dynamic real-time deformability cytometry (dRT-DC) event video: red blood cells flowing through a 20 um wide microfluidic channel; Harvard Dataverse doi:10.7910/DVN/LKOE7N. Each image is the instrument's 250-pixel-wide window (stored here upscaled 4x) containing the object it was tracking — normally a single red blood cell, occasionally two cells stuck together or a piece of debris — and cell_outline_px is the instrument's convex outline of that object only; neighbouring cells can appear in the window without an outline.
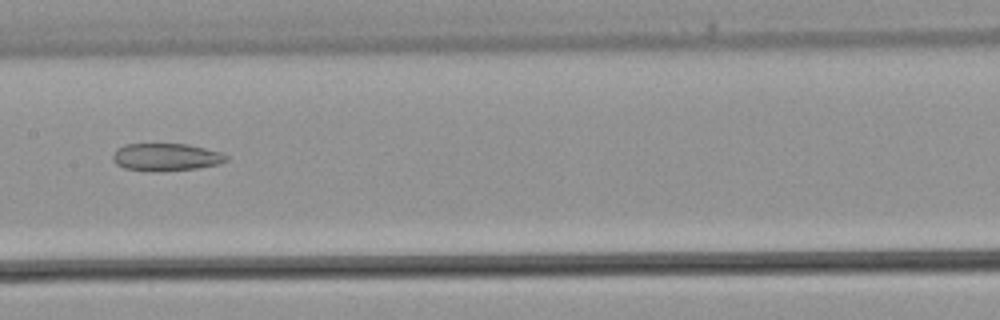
{"species": "common noctule bat (a hibernating species)", "species_latin": "Nyctalus noctula", "temperature_condition": "warm", "stored_images_in_passage": 35, "camera_frame_rate_fps": 3000, "um_per_image_px": 0.085, "animal": {"sex": "male", "body_mass_g": 21.5, "forearm_length_mm": 52.0}, "frame": {"image": 1, "passage_image": 14, "time_ms": 4.333, "image_size_px": [1000, 320], "cell_outline_px": [[228, 160], [220, 164], [196, 168], [124, 168], [116, 164], [112, 160], [112, 156], [116, 148], [124, 144], [188, 144], [220, 152], [228, 156]], "centroid_in_image_um": [14.12, 13.29], "position_along_channel_um": 193.3, "area_um2": 17.28}}
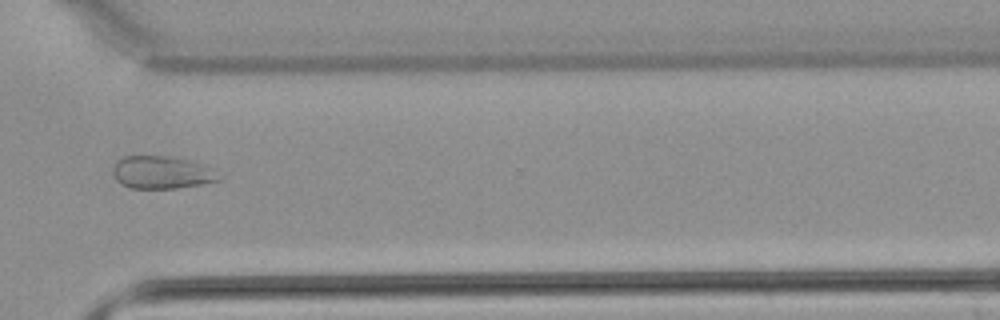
{"frame": {"image": 2, "passage_image": 24, "time_ms": 7.667, "image_size_px": [1000, 320], "cell_outline_px": [[224, 176], [220, 180], [200, 184], [176, 188], [132, 188], [120, 184], [116, 180], [112, 172], [112, 164], [116, 160], [124, 156], [168, 156], [196, 160], [216, 168]], "centroid_in_image_um": [13.82, 14.63], "position_along_channel_um": 356.8, "area_um2": 20.92}}
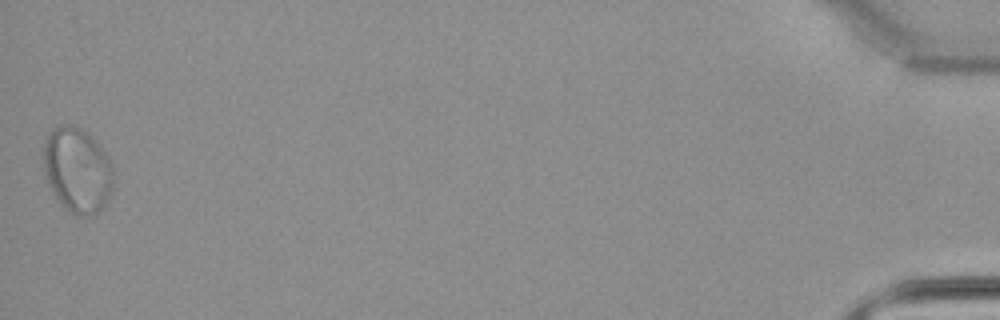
{"frame": {"image": 3, "passage_image": 35, "time_ms": 11.333, "image_size_px": [1000, 320], "cell_outline_px": [[112, 188], [104, 204], [92, 216], [76, 216], [64, 208], [60, 204], [48, 180], [44, 168], [44, 144], [52, 128], [64, 124], [68, 124], [80, 128], [88, 132], [96, 140], [104, 152], [112, 168]], "centroid_in_image_um": [6.57, 14.45], "position_along_channel_um": 428.6, "area_um2": 34.16}}